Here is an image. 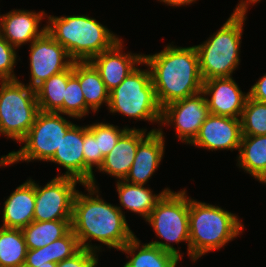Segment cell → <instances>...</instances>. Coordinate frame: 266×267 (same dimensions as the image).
<instances>
[{
    "instance_id": "15",
    "label": "cell",
    "mask_w": 266,
    "mask_h": 267,
    "mask_svg": "<svg viewBox=\"0 0 266 267\" xmlns=\"http://www.w3.org/2000/svg\"><path fill=\"white\" fill-rule=\"evenodd\" d=\"M123 42L122 39L119 40L111 49L90 60L109 92L116 88L137 66L143 64L144 54L123 53Z\"/></svg>"
},
{
    "instance_id": "39",
    "label": "cell",
    "mask_w": 266,
    "mask_h": 267,
    "mask_svg": "<svg viewBox=\"0 0 266 267\" xmlns=\"http://www.w3.org/2000/svg\"><path fill=\"white\" fill-rule=\"evenodd\" d=\"M35 267H57V263L46 262L42 265H35Z\"/></svg>"
},
{
    "instance_id": "1",
    "label": "cell",
    "mask_w": 266,
    "mask_h": 267,
    "mask_svg": "<svg viewBox=\"0 0 266 267\" xmlns=\"http://www.w3.org/2000/svg\"><path fill=\"white\" fill-rule=\"evenodd\" d=\"M82 186L88 194L79 190L76 192L71 219V229L80 247L99 252L104 244L107 248L120 250L135 236L126 221L125 212L121 206L107 203L100 198L98 187L89 184ZM92 239L102 244L92 245Z\"/></svg>"
},
{
    "instance_id": "30",
    "label": "cell",
    "mask_w": 266,
    "mask_h": 267,
    "mask_svg": "<svg viewBox=\"0 0 266 267\" xmlns=\"http://www.w3.org/2000/svg\"><path fill=\"white\" fill-rule=\"evenodd\" d=\"M84 184H89L94 187H99L96 184L93 167L96 170L100 168L104 157L101 152H98L97 139L94 134L88 129V125L84 127Z\"/></svg>"
},
{
    "instance_id": "32",
    "label": "cell",
    "mask_w": 266,
    "mask_h": 267,
    "mask_svg": "<svg viewBox=\"0 0 266 267\" xmlns=\"http://www.w3.org/2000/svg\"><path fill=\"white\" fill-rule=\"evenodd\" d=\"M81 249L77 237L71 229L65 236L45 246L46 261L58 263L71 258Z\"/></svg>"
},
{
    "instance_id": "12",
    "label": "cell",
    "mask_w": 266,
    "mask_h": 267,
    "mask_svg": "<svg viewBox=\"0 0 266 267\" xmlns=\"http://www.w3.org/2000/svg\"><path fill=\"white\" fill-rule=\"evenodd\" d=\"M30 82L27 85L36 89L49 77L69 69L74 60L56 40L45 31L29 45Z\"/></svg>"
},
{
    "instance_id": "11",
    "label": "cell",
    "mask_w": 266,
    "mask_h": 267,
    "mask_svg": "<svg viewBox=\"0 0 266 267\" xmlns=\"http://www.w3.org/2000/svg\"><path fill=\"white\" fill-rule=\"evenodd\" d=\"M209 114L205 94L200 91L164 106L161 110L160 126H174L179 140L190 144Z\"/></svg>"
},
{
    "instance_id": "22",
    "label": "cell",
    "mask_w": 266,
    "mask_h": 267,
    "mask_svg": "<svg viewBox=\"0 0 266 267\" xmlns=\"http://www.w3.org/2000/svg\"><path fill=\"white\" fill-rule=\"evenodd\" d=\"M73 75L79 80L87 107L97 113L103 103L109 104V91L98 70L90 61H74Z\"/></svg>"
},
{
    "instance_id": "27",
    "label": "cell",
    "mask_w": 266,
    "mask_h": 267,
    "mask_svg": "<svg viewBox=\"0 0 266 267\" xmlns=\"http://www.w3.org/2000/svg\"><path fill=\"white\" fill-rule=\"evenodd\" d=\"M27 251L21 229L0 227V267H24Z\"/></svg>"
},
{
    "instance_id": "14",
    "label": "cell",
    "mask_w": 266,
    "mask_h": 267,
    "mask_svg": "<svg viewBox=\"0 0 266 267\" xmlns=\"http://www.w3.org/2000/svg\"><path fill=\"white\" fill-rule=\"evenodd\" d=\"M202 91L211 114L241 118L249 94L242 92L233 77L206 80Z\"/></svg>"
},
{
    "instance_id": "4",
    "label": "cell",
    "mask_w": 266,
    "mask_h": 267,
    "mask_svg": "<svg viewBox=\"0 0 266 267\" xmlns=\"http://www.w3.org/2000/svg\"><path fill=\"white\" fill-rule=\"evenodd\" d=\"M242 231L244 225L235 213L189 198V249L193 262L219 250Z\"/></svg>"
},
{
    "instance_id": "35",
    "label": "cell",
    "mask_w": 266,
    "mask_h": 267,
    "mask_svg": "<svg viewBox=\"0 0 266 267\" xmlns=\"http://www.w3.org/2000/svg\"><path fill=\"white\" fill-rule=\"evenodd\" d=\"M45 246L37 249H28L24 267H35L46 263Z\"/></svg>"
},
{
    "instance_id": "3",
    "label": "cell",
    "mask_w": 266,
    "mask_h": 267,
    "mask_svg": "<svg viewBox=\"0 0 266 267\" xmlns=\"http://www.w3.org/2000/svg\"><path fill=\"white\" fill-rule=\"evenodd\" d=\"M46 16L47 33L65 48L74 61H90L121 40L106 26L87 15Z\"/></svg>"
},
{
    "instance_id": "5",
    "label": "cell",
    "mask_w": 266,
    "mask_h": 267,
    "mask_svg": "<svg viewBox=\"0 0 266 267\" xmlns=\"http://www.w3.org/2000/svg\"><path fill=\"white\" fill-rule=\"evenodd\" d=\"M246 13H232L221 28L196 45L203 81L232 77L240 64V47Z\"/></svg>"
},
{
    "instance_id": "40",
    "label": "cell",
    "mask_w": 266,
    "mask_h": 267,
    "mask_svg": "<svg viewBox=\"0 0 266 267\" xmlns=\"http://www.w3.org/2000/svg\"><path fill=\"white\" fill-rule=\"evenodd\" d=\"M259 182H261L262 184H266V172L263 174V176L258 180Z\"/></svg>"
},
{
    "instance_id": "38",
    "label": "cell",
    "mask_w": 266,
    "mask_h": 267,
    "mask_svg": "<svg viewBox=\"0 0 266 267\" xmlns=\"http://www.w3.org/2000/svg\"><path fill=\"white\" fill-rule=\"evenodd\" d=\"M158 1L163 2L168 6L179 7V6L191 5V3L196 2L197 0H158Z\"/></svg>"
},
{
    "instance_id": "18",
    "label": "cell",
    "mask_w": 266,
    "mask_h": 267,
    "mask_svg": "<svg viewBox=\"0 0 266 267\" xmlns=\"http://www.w3.org/2000/svg\"><path fill=\"white\" fill-rule=\"evenodd\" d=\"M158 130L159 128H156L147 132V129L129 128L119 138L115 147L104 157L98 171L114 176L117 181L124 180L133 164L138 144L151 131Z\"/></svg>"
},
{
    "instance_id": "21",
    "label": "cell",
    "mask_w": 266,
    "mask_h": 267,
    "mask_svg": "<svg viewBox=\"0 0 266 267\" xmlns=\"http://www.w3.org/2000/svg\"><path fill=\"white\" fill-rule=\"evenodd\" d=\"M116 191L118 192V198L122 208L139 214V216L146 220L155 208L156 203L166 192L171 191V189L164 188L161 193L153 194V191L149 187L119 180L116 183Z\"/></svg>"
},
{
    "instance_id": "13",
    "label": "cell",
    "mask_w": 266,
    "mask_h": 267,
    "mask_svg": "<svg viewBox=\"0 0 266 267\" xmlns=\"http://www.w3.org/2000/svg\"><path fill=\"white\" fill-rule=\"evenodd\" d=\"M242 139L241 119L209 114L201 125L193 146L206 150H238Z\"/></svg>"
},
{
    "instance_id": "37",
    "label": "cell",
    "mask_w": 266,
    "mask_h": 267,
    "mask_svg": "<svg viewBox=\"0 0 266 267\" xmlns=\"http://www.w3.org/2000/svg\"><path fill=\"white\" fill-rule=\"evenodd\" d=\"M261 0H241L237 5L233 13H247L249 5L258 3Z\"/></svg>"
},
{
    "instance_id": "6",
    "label": "cell",
    "mask_w": 266,
    "mask_h": 267,
    "mask_svg": "<svg viewBox=\"0 0 266 267\" xmlns=\"http://www.w3.org/2000/svg\"><path fill=\"white\" fill-rule=\"evenodd\" d=\"M148 69L136 67L113 90L109 92L108 110L138 121L160 124L162 108L158 104Z\"/></svg>"
},
{
    "instance_id": "19",
    "label": "cell",
    "mask_w": 266,
    "mask_h": 267,
    "mask_svg": "<svg viewBox=\"0 0 266 267\" xmlns=\"http://www.w3.org/2000/svg\"><path fill=\"white\" fill-rule=\"evenodd\" d=\"M3 206L2 227L22 230L34 221L35 181L29 178L19 185Z\"/></svg>"
},
{
    "instance_id": "41",
    "label": "cell",
    "mask_w": 266,
    "mask_h": 267,
    "mask_svg": "<svg viewBox=\"0 0 266 267\" xmlns=\"http://www.w3.org/2000/svg\"><path fill=\"white\" fill-rule=\"evenodd\" d=\"M2 19H3V14H0V36L2 31Z\"/></svg>"
},
{
    "instance_id": "25",
    "label": "cell",
    "mask_w": 266,
    "mask_h": 267,
    "mask_svg": "<svg viewBox=\"0 0 266 267\" xmlns=\"http://www.w3.org/2000/svg\"><path fill=\"white\" fill-rule=\"evenodd\" d=\"M73 75V65L49 77L36 90L39 111L63 114V98L68 79Z\"/></svg>"
},
{
    "instance_id": "29",
    "label": "cell",
    "mask_w": 266,
    "mask_h": 267,
    "mask_svg": "<svg viewBox=\"0 0 266 267\" xmlns=\"http://www.w3.org/2000/svg\"><path fill=\"white\" fill-rule=\"evenodd\" d=\"M90 109L87 107L79 80L72 75L65 89L63 98V115L70 118L81 119L89 115Z\"/></svg>"
},
{
    "instance_id": "7",
    "label": "cell",
    "mask_w": 266,
    "mask_h": 267,
    "mask_svg": "<svg viewBox=\"0 0 266 267\" xmlns=\"http://www.w3.org/2000/svg\"><path fill=\"white\" fill-rule=\"evenodd\" d=\"M154 229L156 236L163 241H152L154 245L169 252L180 260L183 259L181 250H177L171 243H187V253L190 257L189 249V196L186 189L178 192H166L156 203L155 208L145 220ZM169 242V243H168Z\"/></svg>"
},
{
    "instance_id": "8",
    "label": "cell",
    "mask_w": 266,
    "mask_h": 267,
    "mask_svg": "<svg viewBox=\"0 0 266 267\" xmlns=\"http://www.w3.org/2000/svg\"><path fill=\"white\" fill-rule=\"evenodd\" d=\"M55 112L39 111L34 124L26 136L19 142L24 146L18 151L9 152L0 157V167L10 166L20 161L48 162L55 154L62 137L74 125L71 121Z\"/></svg>"
},
{
    "instance_id": "36",
    "label": "cell",
    "mask_w": 266,
    "mask_h": 267,
    "mask_svg": "<svg viewBox=\"0 0 266 267\" xmlns=\"http://www.w3.org/2000/svg\"><path fill=\"white\" fill-rule=\"evenodd\" d=\"M249 97L266 103V73L249 89Z\"/></svg>"
},
{
    "instance_id": "28",
    "label": "cell",
    "mask_w": 266,
    "mask_h": 267,
    "mask_svg": "<svg viewBox=\"0 0 266 267\" xmlns=\"http://www.w3.org/2000/svg\"><path fill=\"white\" fill-rule=\"evenodd\" d=\"M240 119L242 135H266V103L248 96Z\"/></svg>"
},
{
    "instance_id": "23",
    "label": "cell",
    "mask_w": 266,
    "mask_h": 267,
    "mask_svg": "<svg viewBox=\"0 0 266 267\" xmlns=\"http://www.w3.org/2000/svg\"><path fill=\"white\" fill-rule=\"evenodd\" d=\"M140 243L141 241L135 235L119 250L128 254L126 256L128 259L132 256L123 267H176L178 265L180 259L175 255L149 243L142 245Z\"/></svg>"
},
{
    "instance_id": "20",
    "label": "cell",
    "mask_w": 266,
    "mask_h": 267,
    "mask_svg": "<svg viewBox=\"0 0 266 267\" xmlns=\"http://www.w3.org/2000/svg\"><path fill=\"white\" fill-rule=\"evenodd\" d=\"M83 143L84 126L74 124L62 137L59 148L49 160L67 170L58 176L71 177L84 184Z\"/></svg>"
},
{
    "instance_id": "33",
    "label": "cell",
    "mask_w": 266,
    "mask_h": 267,
    "mask_svg": "<svg viewBox=\"0 0 266 267\" xmlns=\"http://www.w3.org/2000/svg\"><path fill=\"white\" fill-rule=\"evenodd\" d=\"M17 57L16 48L0 36V81L19 79L14 74Z\"/></svg>"
},
{
    "instance_id": "9",
    "label": "cell",
    "mask_w": 266,
    "mask_h": 267,
    "mask_svg": "<svg viewBox=\"0 0 266 267\" xmlns=\"http://www.w3.org/2000/svg\"><path fill=\"white\" fill-rule=\"evenodd\" d=\"M38 112L35 89L19 79L0 81V134L20 142Z\"/></svg>"
},
{
    "instance_id": "31",
    "label": "cell",
    "mask_w": 266,
    "mask_h": 267,
    "mask_svg": "<svg viewBox=\"0 0 266 267\" xmlns=\"http://www.w3.org/2000/svg\"><path fill=\"white\" fill-rule=\"evenodd\" d=\"M88 129L94 134L97 139L98 152L105 157L117 144L119 138L129 129L127 126L119 129L110 123L97 122L88 125Z\"/></svg>"
},
{
    "instance_id": "26",
    "label": "cell",
    "mask_w": 266,
    "mask_h": 267,
    "mask_svg": "<svg viewBox=\"0 0 266 267\" xmlns=\"http://www.w3.org/2000/svg\"><path fill=\"white\" fill-rule=\"evenodd\" d=\"M71 230V220L32 221L22 229L28 249L49 245Z\"/></svg>"
},
{
    "instance_id": "24",
    "label": "cell",
    "mask_w": 266,
    "mask_h": 267,
    "mask_svg": "<svg viewBox=\"0 0 266 267\" xmlns=\"http://www.w3.org/2000/svg\"><path fill=\"white\" fill-rule=\"evenodd\" d=\"M237 166L259 180L266 172V135H242Z\"/></svg>"
},
{
    "instance_id": "16",
    "label": "cell",
    "mask_w": 266,
    "mask_h": 267,
    "mask_svg": "<svg viewBox=\"0 0 266 267\" xmlns=\"http://www.w3.org/2000/svg\"><path fill=\"white\" fill-rule=\"evenodd\" d=\"M165 136L162 128L151 131L137 147L133 164L124 179L133 184L145 185L159 168L165 150Z\"/></svg>"
},
{
    "instance_id": "34",
    "label": "cell",
    "mask_w": 266,
    "mask_h": 267,
    "mask_svg": "<svg viewBox=\"0 0 266 267\" xmlns=\"http://www.w3.org/2000/svg\"><path fill=\"white\" fill-rule=\"evenodd\" d=\"M98 253L81 248L71 258L57 263V267H96L98 264Z\"/></svg>"
},
{
    "instance_id": "2",
    "label": "cell",
    "mask_w": 266,
    "mask_h": 267,
    "mask_svg": "<svg viewBox=\"0 0 266 267\" xmlns=\"http://www.w3.org/2000/svg\"><path fill=\"white\" fill-rule=\"evenodd\" d=\"M143 64L150 69L161 108L202 91L204 81L196 46L177 47L169 43L158 53L143 55Z\"/></svg>"
},
{
    "instance_id": "10",
    "label": "cell",
    "mask_w": 266,
    "mask_h": 267,
    "mask_svg": "<svg viewBox=\"0 0 266 267\" xmlns=\"http://www.w3.org/2000/svg\"><path fill=\"white\" fill-rule=\"evenodd\" d=\"M79 180L56 176L44 187L35 182L34 221L71 220Z\"/></svg>"
},
{
    "instance_id": "17",
    "label": "cell",
    "mask_w": 266,
    "mask_h": 267,
    "mask_svg": "<svg viewBox=\"0 0 266 267\" xmlns=\"http://www.w3.org/2000/svg\"><path fill=\"white\" fill-rule=\"evenodd\" d=\"M46 15L45 11L36 13L13 9L3 14L1 36L16 49L26 43H32L46 31V25L39 30V25Z\"/></svg>"
}]
</instances>
